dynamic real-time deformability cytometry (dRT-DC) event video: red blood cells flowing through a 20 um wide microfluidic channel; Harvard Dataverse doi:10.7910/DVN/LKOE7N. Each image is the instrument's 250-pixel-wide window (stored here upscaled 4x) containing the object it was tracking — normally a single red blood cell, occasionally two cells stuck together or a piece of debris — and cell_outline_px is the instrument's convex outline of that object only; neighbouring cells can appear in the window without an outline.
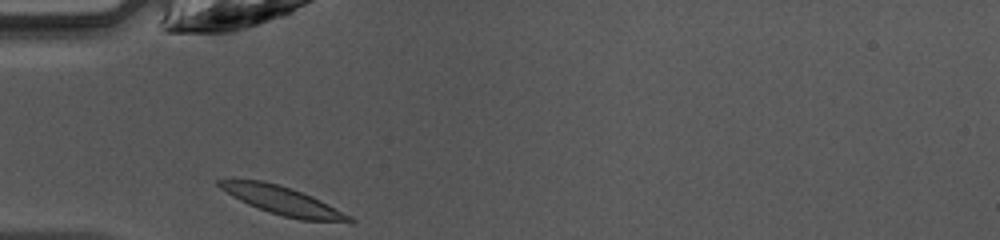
{"species": "common noctule bat (a hibernating species)", "species_latin": "Nyctalus noctula", "temperature_condition": "warm", "stored_images_in_passage": 26, "camera_frame_rate_fps": 3000, "um_per_image_px": 0.085, "animal": {"sex": "female", "body_mass_g": 10.0, "forearm_length_mm": 53.1}, "frame": {"image": 1, "passage_image": 1, "time_ms": 0.0, "image_size_px": [1000, 240], "cell_outline_px": [[356, 220], [352, 224], [300, 220], [268, 212], [248, 204], [232, 196], [220, 188], [216, 184], [216, 180], [260, 180], [292, 188], [312, 196], [352, 216]], "centroid_in_image_um": [24.13, 17.1], "position_along_channel_um": 60.9, "area_um2": 21.62}}
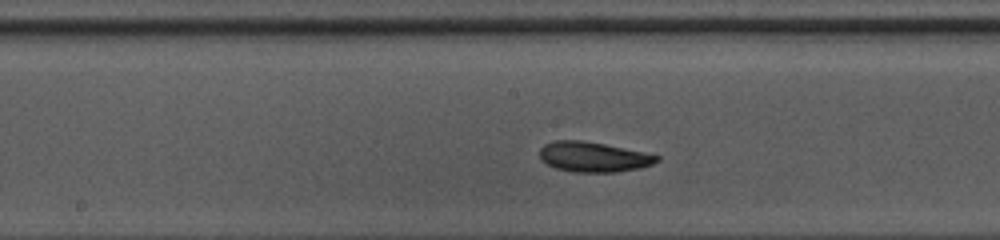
{"frame": {"image": 2, "passage_image": 11, "time_ms": 3.333, "image_size_px": [1000, 240], "cell_outline_px": [[660, 160], [652, 164], [640, 168], [616, 172], [576, 172], [556, 168], [540, 160], [540, 148], [544, 144], [556, 140], [584, 140], [644, 152], [660, 156]], "centroid_in_image_um": [50.44, 13.33], "position_along_channel_um": 197.8, "area_um2": 20.52}}
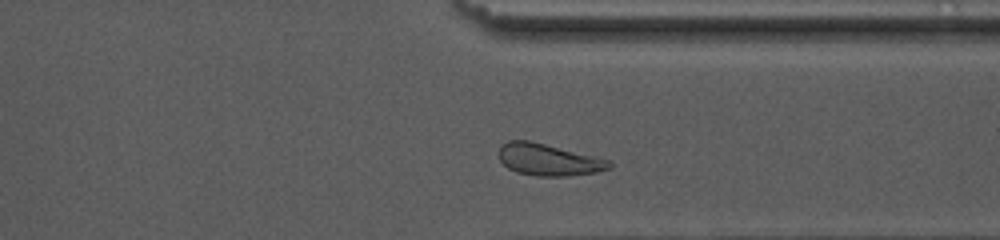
{"frame": {"image": 3, "passage_image": 23, "time_ms": 7.333, "image_size_px": [1000, 240], "cell_outline_px": [[612, 168], [596, 172], [568, 176], [536, 176], [516, 172], [508, 168], [500, 160], [496, 152], [508, 140], [528, 140], [612, 160]], "centroid_in_image_um": [46.63, 13.58], "position_along_channel_um": 364.8, "area_um2": 20.58}, "authors_computed_cell_mechanics": {"area_um2": 20.1722, "velocity_mm_per_s": 4.1916, "shape_relaxation_time_tau1_ms": 1.9692, "shape_relaxation_time_tau2_ms": 2.7739, "deformation_change_tau1": 0.1037, "deformation_change_tau2": 0.0883}}